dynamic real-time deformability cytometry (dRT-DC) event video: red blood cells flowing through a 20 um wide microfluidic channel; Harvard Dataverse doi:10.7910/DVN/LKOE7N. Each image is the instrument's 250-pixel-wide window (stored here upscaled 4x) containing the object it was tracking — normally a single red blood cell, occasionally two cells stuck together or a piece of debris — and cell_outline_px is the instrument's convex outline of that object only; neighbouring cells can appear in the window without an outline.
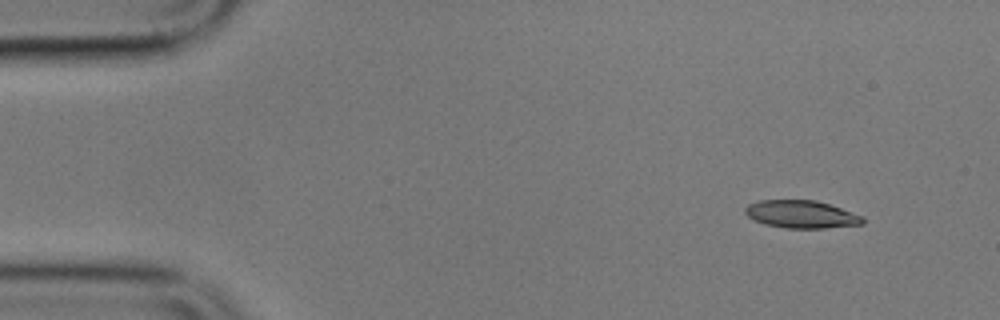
{"species": "common noctule bat (a hibernating species)", "species_latin": "Nyctalus noctula", "temperature_condition": "cold", "stored_images_in_passage": 4, "camera_frame_rate_fps": 3000, "um_per_image_px": 0.085, "animal": {"sex": "male", "body_mass_g": 17.9}, "frame": {"image": 1, "passage_image": 1, "time_ms": 0.0, "image_size_px": [1000, 320], "cell_outline_px": [[864, 224], [824, 228], [788, 228], [764, 224], [748, 216], [744, 212], [744, 208], [748, 204], [760, 200], [816, 200], [864, 216]], "centroid_in_image_um": [68.12, 18.21], "position_along_channel_um": 16.9, "area_um2": 18.9}}
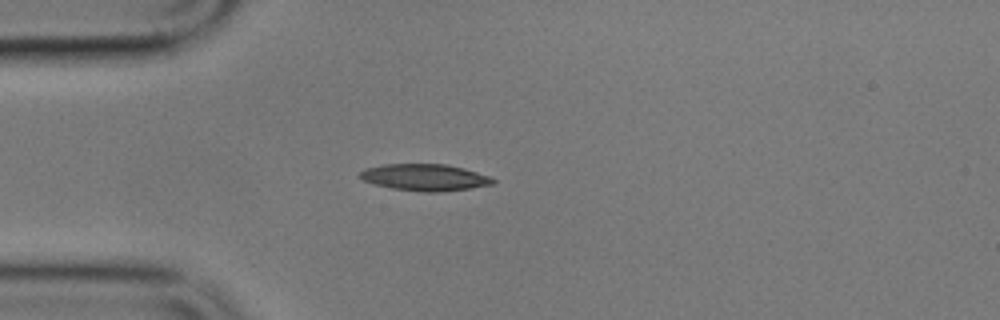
{"frame": {"image": 2, "passage_image": 4, "time_ms": 3.333, "image_size_px": [1000, 320], "cell_outline_px": [[496, 180], [492, 184], [468, 188], [440, 192], [424, 192], [392, 188], [376, 184], [364, 180], [356, 176], [364, 168], [384, 164], [448, 164], [464, 168], [488, 176]], "centroid_in_image_um": [36.07, 15.07], "position_along_channel_um": 48.9, "area_um2": 20.58}}